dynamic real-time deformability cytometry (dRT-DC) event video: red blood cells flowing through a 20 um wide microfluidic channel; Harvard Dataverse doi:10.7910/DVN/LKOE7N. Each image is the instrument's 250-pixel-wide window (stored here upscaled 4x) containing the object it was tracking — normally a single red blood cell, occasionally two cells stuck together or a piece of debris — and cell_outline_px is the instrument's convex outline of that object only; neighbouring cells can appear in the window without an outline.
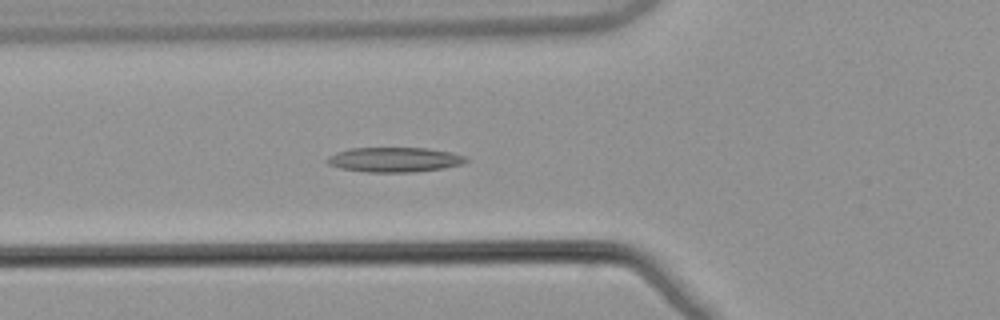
{"species": "common noctule bat (a hibernating species)", "species_latin": "Nyctalus noctula", "temperature_condition": "warm", "stored_images_in_passage": 43, "camera_frame_rate_fps": 3000, "um_per_image_px": 0.085, "animal": {"sex": "male", "body_mass_g": 21.5, "forearm_length_mm": 52.0}, "frame": {"image": 1, "passage_image": 15, "time_ms": 4.667, "image_size_px": [1000, 320], "cell_outline_px": [[468, 160], [464, 164], [444, 168], [416, 172], [368, 172], [340, 168], [328, 164], [324, 160], [328, 156], [336, 152], [348, 148], [428, 148], [452, 152], [464, 156]], "centroid_in_image_um": [33.52, 13.57], "position_along_channel_um": 92.3, "area_um2": 20.23}}
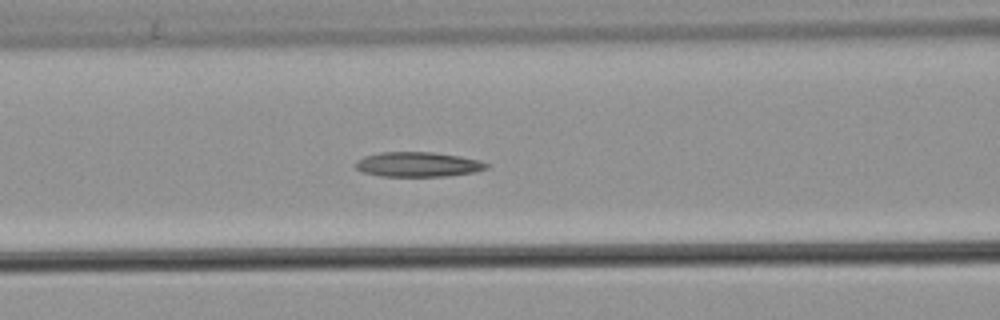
{"frame": {"image": 2, "passage_image": 18, "time_ms": 5.667, "image_size_px": [1000, 320], "cell_outline_px": [[488, 168], [472, 172], [448, 176], [380, 176], [364, 172], [356, 168], [356, 160], [364, 156], [380, 152], [432, 152], [460, 156], [480, 160], [488, 164]], "centroid_in_image_um": [35.52, 13.97], "position_along_channel_um": 131.1, "area_um2": 18.84}}
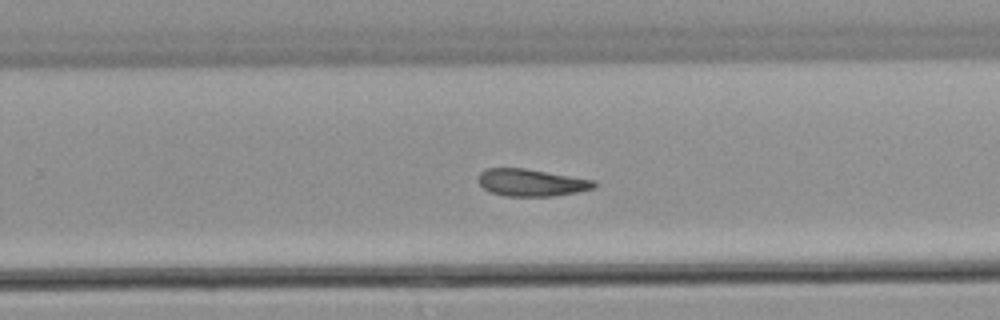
{"frame": {"image": 3, "passage_image": 30, "time_ms": 9.667, "image_size_px": [1000, 320], "cell_outline_px": [[596, 184], [592, 188], [576, 192], [552, 196], [504, 196], [492, 192], [484, 188], [476, 180], [476, 176], [480, 172], [488, 168], [524, 168], [596, 180]], "centroid_in_image_um": [45.12, 15.51], "position_along_channel_um": 284.7, "area_um2": 18.32}}